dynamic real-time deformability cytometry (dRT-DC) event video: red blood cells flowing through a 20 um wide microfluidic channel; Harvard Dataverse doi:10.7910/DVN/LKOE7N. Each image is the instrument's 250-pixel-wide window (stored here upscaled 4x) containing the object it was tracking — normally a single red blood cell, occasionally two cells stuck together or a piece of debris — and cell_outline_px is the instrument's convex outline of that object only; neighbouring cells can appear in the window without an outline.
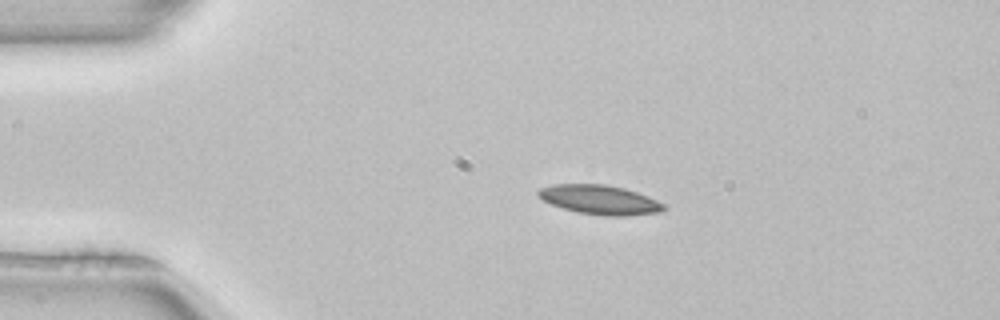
{"species": "common noctule bat (a hibernating species)", "species_latin": "Nyctalus noctula", "temperature_condition": "room temperature", "stored_images_in_passage": 42, "camera_frame_rate_fps": 3000, "um_per_image_px": 0.085, "animal": {"sex": "female", "body_mass_g": 22.7, "forearm_length_mm": 54.2}, "frame": {"image": 1, "passage_image": 1, "time_ms": 0.0, "image_size_px": [1000, 320], "cell_outline_px": [[668, 208], [660, 212], [628, 216], [604, 216], [576, 212], [552, 204], [544, 200], [536, 192], [540, 188], [552, 184], [604, 184], [624, 188], [648, 196], [664, 204]], "centroid_in_image_um": [51.01, 16.98], "position_along_channel_um": 34.0, "area_um2": 21.44}}
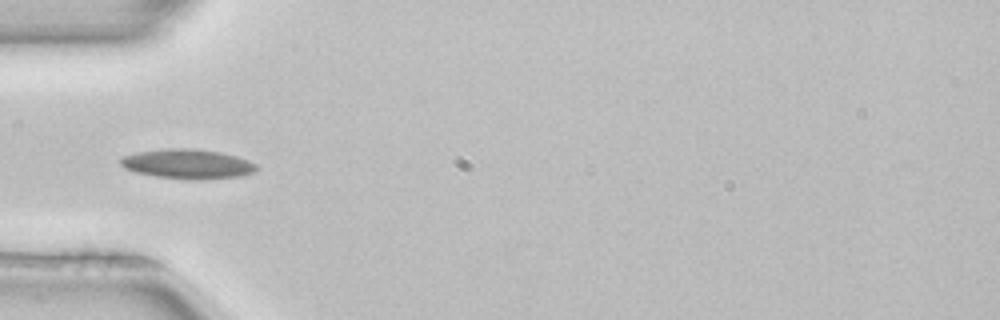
{"frame": {"image": 2, "passage_image": 7, "time_ms": 2.0, "image_size_px": [1000, 320], "cell_outline_px": [[260, 168], [252, 172], [240, 176], [156, 176], [136, 172], [124, 168], [120, 164], [120, 160], [124, 156], [140, 152], [164, 148], [192, 148], [220, 152], [236, 156], [248, 160], [256, 164]], "centroid_in_image_um": [15.92, 13.87], "position_along_channel_um": 69.1, "area_um2": 22.08}}
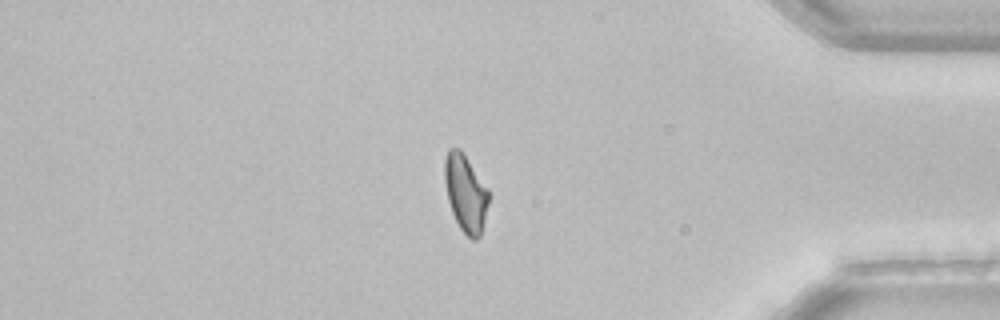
{"frame": {"image": 3, "passage_image": 34, "time_ms": 11.0, "image_size_px": [1000, 320], "cell_outline_px": [[492, 196], [480, 236], [476, 240], [472, 240], [460, 228], [452, 212], [448, 200], [444, 180], [444, 160], [448, 148], [460, 148], [488, 188]], "centroid_in_image_um": [39.6, 16.41], "position_along_channel_um": 395.6, "area_um2": 20.17}}